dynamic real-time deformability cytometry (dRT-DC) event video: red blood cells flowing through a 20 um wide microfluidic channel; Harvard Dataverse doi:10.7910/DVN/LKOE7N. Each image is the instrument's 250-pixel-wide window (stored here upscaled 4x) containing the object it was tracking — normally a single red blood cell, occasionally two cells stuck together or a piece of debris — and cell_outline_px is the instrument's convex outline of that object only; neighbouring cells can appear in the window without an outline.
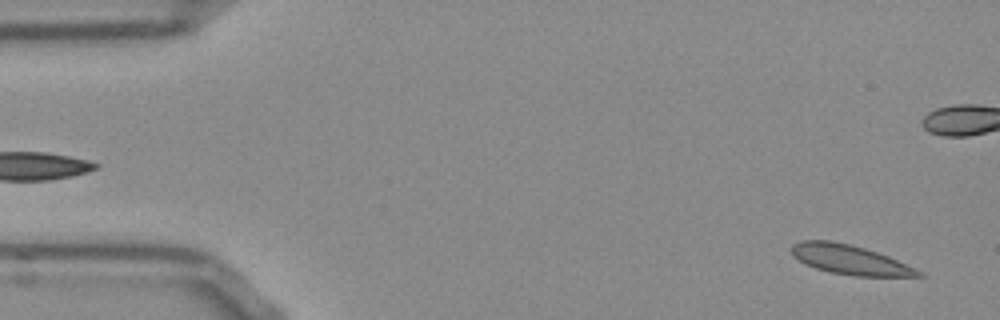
{"species": "Egyptian fruit bat (a non-hibernating species)", "species_latin": "Rousettus aegyptiacus", "temperature_condition": "room temperature", "stored_images_in_passage": 53, "camera_frame_rate_fps": 3000, "um_per_image_px": 0.085, "frame": {"image": 1, "passage_image": 2, "time_ms": 0.333, "image_size_px": [1000, 320], "cell_outline_px": [[924, 276], [856, 276], [828, 272], [804, 264], [792, 256], [792, 244], [800, 240], [832, 240], [864, 248], [888, 256], [920, 272]], "centroid_in_image_um": [72.13, 22.06], "position_along_channel_um": 12.9, "area_um2": 21.5}}
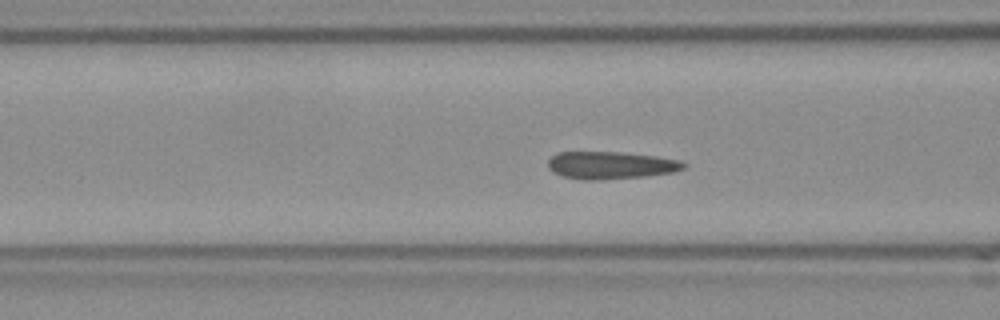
{"frame": {"image": 2, "passage_image": 19, "time_ms": 6.0, "image_size_px": [1000, 320], "cell_outline_px": [[688, 164], [684, 168], [672, 172], [644, 176], [600, 180], [584, 180], [564, 176], [552, 172], [548, 168], [548, 160], [552, 156], [560, 152], [620, 152], [656, 156], [680, 160]], "centroid_in_image_um": [51.91, 14.04], "position_along_channel_um": 114.7, "area_um2": 21.68}}
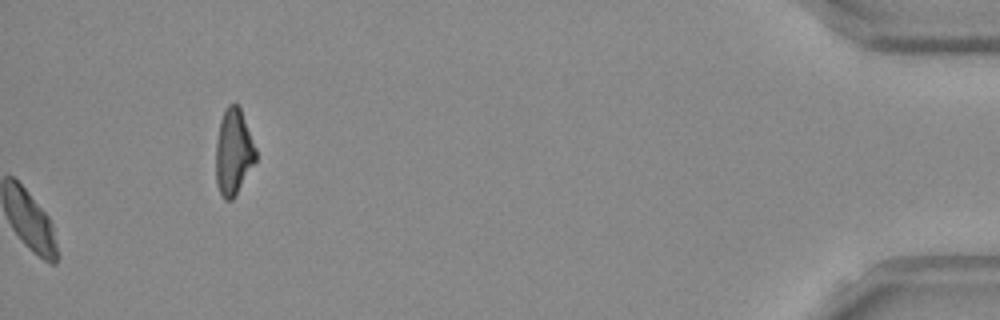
{"frame": {"image": 3, "passage_image": 53, "time_ms": 17.333, "image_size_px": [1000, 320], "cell_outline_px": [[256, 160], [232, 200], [224, 200], [216, 184], [216, 140], [220, 120], [224, 108], [228, 104], [236, 104], [240, 108], [256, 148]], "centroid_in_image_um": [19.83, 12.9], "position_along_channel_um": 415.4, "area_um2": 19.88}, "authors_computed_cell_mechanics": {"area_um2": 21.2704, "velocity_mm_per_s": 3.7572, "shape_relaxation_time_tau1_ms": 4.5609, "shape_relaxation_time_tau2_ms": 1.0052, "deformation_change_tau1": 0.1287, "deformation_change_tau2": 0.0763}}